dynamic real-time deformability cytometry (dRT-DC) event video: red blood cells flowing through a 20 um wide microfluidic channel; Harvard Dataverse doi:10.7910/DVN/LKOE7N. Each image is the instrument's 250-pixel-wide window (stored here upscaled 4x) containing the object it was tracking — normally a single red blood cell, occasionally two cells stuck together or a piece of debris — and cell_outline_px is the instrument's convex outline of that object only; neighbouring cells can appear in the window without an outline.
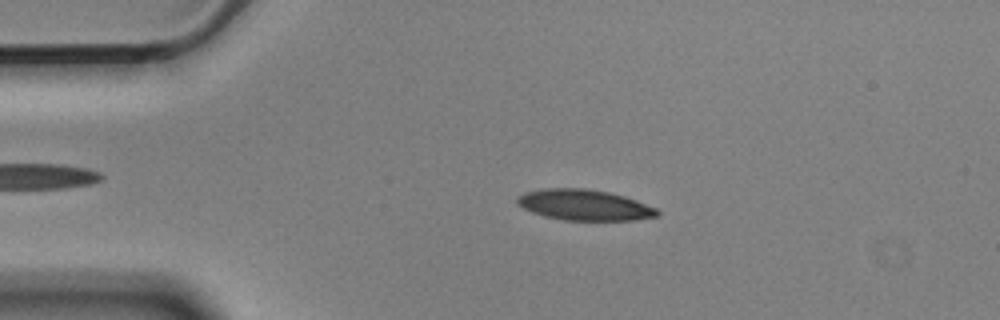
{"species": "Egyptian fruit bat (a non-hibernating species)", "species_latin": "Rousettus aegyptiacus", "temperature_condition": "cold", "stored_images_in_passage": 55, "camera_frame_rate_fps": 3000, "um_per_image_px": 0.085, "animal": {"sex": "male"}, "frame": {"image": 1, "passage_image": 11, "time_ms": 3.333, "image_size_px": [1000, 320], "cell_outline_px": [[660, 212], [656, 216], [632, 220], [564, 220], [544, 216], [532, 212], [516, 204], [516, 196], [524, 192], [540, 188], [584, 188], [608, 192], [624, 196], [636, 200], [656, 208]], "centroid_in_image_um": [49.61, 17.41], "position_along_channel_um": 35.4, "area_um2": 25.14}}
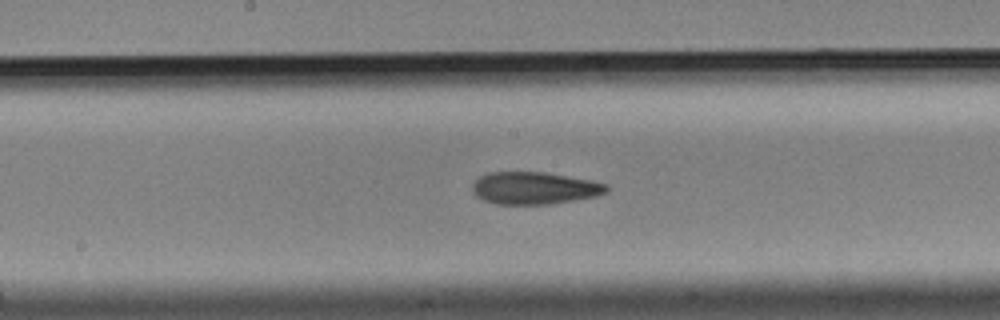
{"frame": {"image": 2, "passage_image": 28, "time_ms": 9.0, "image_size_px": [1000, 320], "cell_outline_px": [[608, 192], [596, 196], [548, 204], [496, 204], [484, 200], [476, 196], [472, 192], [472, 184], [480, 176], [488, 172], [544, 172], [592, 180], [608, 184]], "centroid_in_image_um": [45.42, 15.98], "position_along_channel_um": 202.8, "area_um2": 25.26}}
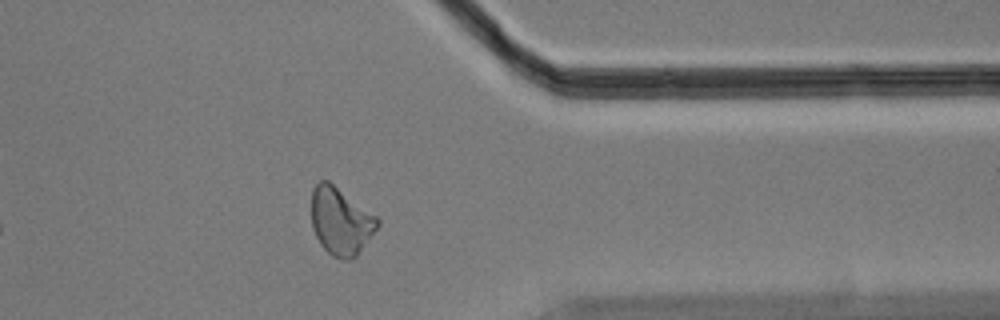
{"frame": {"image": 3, "passage_image": 44, "time_ms": 14.333, "image_size_px": [1000, 320], "cell_outline_px": [[380, 224], [356, 256], [352, 260], [340, 260], [332, 256], [320, 244], [312, 228], [312, 188], [320, 180], [328, 180], [376, 216], [380, 220]], "centroid_in_image_um": [28.95, 18.82], "position_along_channel_um": 382.5, "area_um2": 25.84}, "authors_computed_cell_mechanics": {"area_um2": 25.3164, "velocity_mm_per_s": 3.5675, "shape_relaxation_time_tau1_ms": 8.8698, "shape_relaxation_time_tau2_ms": 4.7151, "deformation_change_tau1": 0.1774, "deformation_change_tau2": 0.1266}}